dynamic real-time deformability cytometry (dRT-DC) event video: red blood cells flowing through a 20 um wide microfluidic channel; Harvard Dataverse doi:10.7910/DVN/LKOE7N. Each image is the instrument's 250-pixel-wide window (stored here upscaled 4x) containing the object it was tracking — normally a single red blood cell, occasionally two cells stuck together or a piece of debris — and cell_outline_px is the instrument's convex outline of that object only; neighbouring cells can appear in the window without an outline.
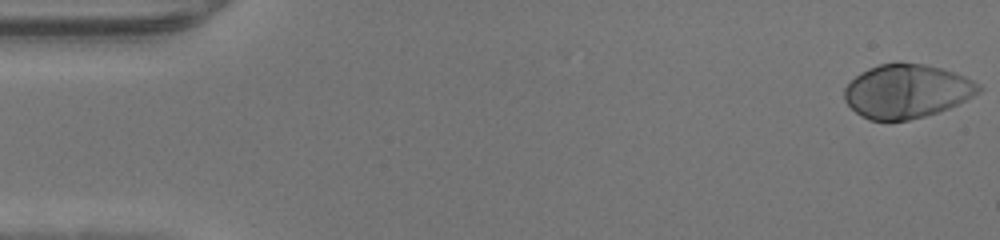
{"species": "human", "species_latin": "Homo sapiens", "temperature_condition": "warm", "stored_images_in_passage": 47, "camera_frame_rate_fps": 3000, "um_per_image_px": 0.085, "donor": {"sex": "male"}, "frame": {"image": 1, "passage_image": 1, "time_ms": 0.0, "image_size_px": [1000, 240], "cell_outline_px": [[984, 88], [980, 92], [948, 108], [924, 116], [908, 120], [868, 120], [860, 116], [844, 100], [844, 88], [860, 72], [868, 68], [880, 64], [924, 64], [940, 68], [964, 76], [980, 84]], "centroid_in_image_um": [77.06, 7.76], "position_along_channel_um": 7.9, "area_um2": 41.56}}
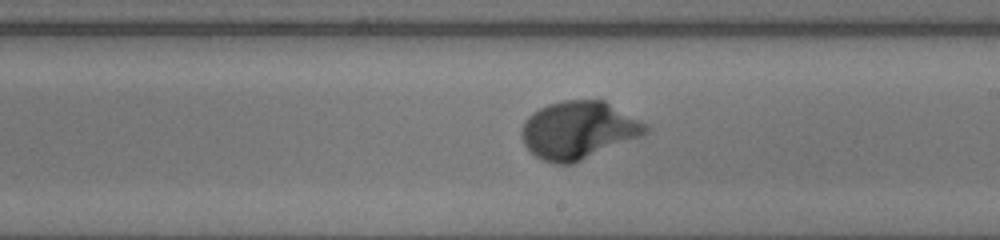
{"frame": {"image": 2, "passage_image": 27, "time_ms": 8.667, "image_size_px": [1000, 240], "cell_outline_px": [[648, 132], [640, 136], [572, 164], [556, 164], [544, 160], [536, 156], [524, 144], [520, 136], [520, 132], [524, 120], [532, 112], [548, 104], [564, 100], [604, 100], [644, 124], [648, 128]], "centroid_in_image_um": [49.1, 11.06], "position_along_channel_um": 239.9, "area_um2": 41.1}}
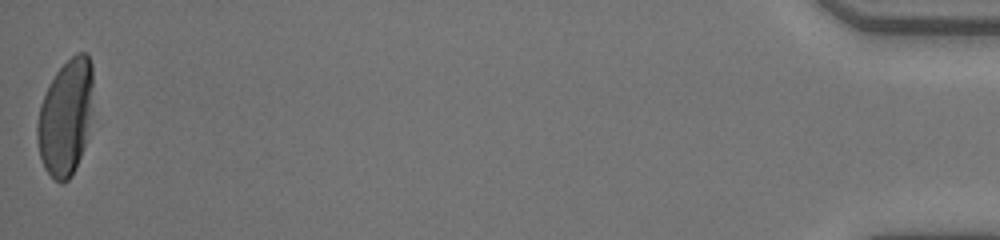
{"frame": {"image": 3, "passage_image": 47, "time_ms": 15.333, "image_size_px": [1000, 240], "cell_outline_px": [[92, 108], [84, 144], [76, 168], [72, 176], [64, 184], [60, 184], [44, 168], [40, 156], [36, 140], [36, 124], [40, 104], [48, 84], [56, 72], [76, 52], [88, 52], [92, 64]], "centroid_in_image_um": [5.56, 9.96], "position_along_channel_um": 429.6, "area_um2": 37.92}}